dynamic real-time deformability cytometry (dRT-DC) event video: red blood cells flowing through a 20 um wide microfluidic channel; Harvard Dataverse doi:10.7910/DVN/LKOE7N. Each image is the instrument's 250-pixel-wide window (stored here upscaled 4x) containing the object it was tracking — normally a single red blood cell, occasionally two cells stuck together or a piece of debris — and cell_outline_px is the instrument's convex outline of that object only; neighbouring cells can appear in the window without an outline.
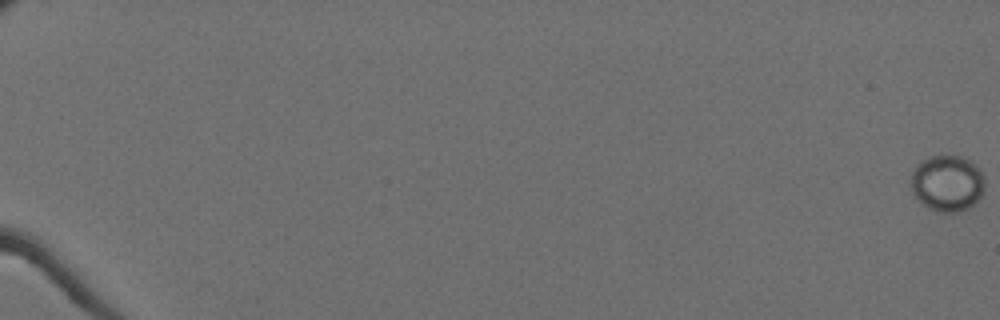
{"species": "Egyptian fruit bat (a non-hibernating species)", "species_latin": "Rousettus aegyptiacus", "temperature_condition": "cold", "stored_images_in_passage": 62, "camera_frame_rate_fps": 3000, "um_per_image_px": 0.085, "animal": {"sex": "female"}, "frame": {"image": 1, "passage_image": 1, "time_ms": 0.0, "image_size_px": [1000, 320], "cell_outline_px": [[984, 192], [972, 204], [956, 212], [940, 212], [928, 208], [912, 192], [912, 172], [916, 164], [932, 156], [964, 156], [984, 176]], "centroid_in_image_um": [80.51, 15.57], "position_along_channel_um": 4.5, "area_um2": 23.64}}
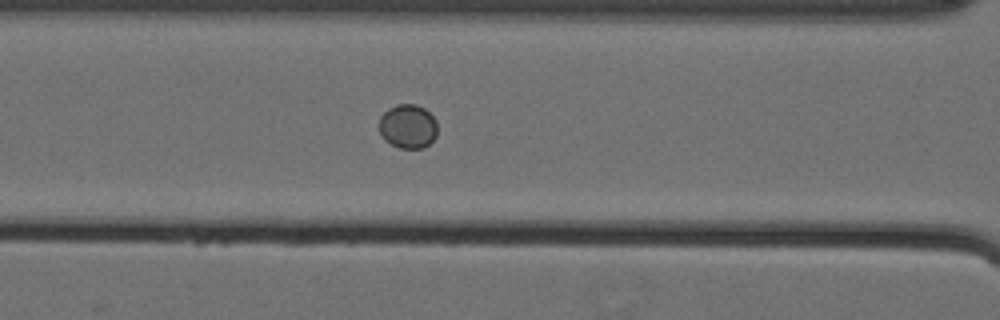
{"frame": {"image": 2, "passage_image": 31, "time_ms": 10.0, "image_size_px": [1000, 320], "cell_outline_px": [[436, 136], [424, 148], [400, 148], [384, 140], [380, 132], [380, 116], [388, 108], [396, 104], [416, 104], [424, 108], [436, 120]], "centroid_in_image_um": [34.66, 10.73], "position_along_channel_um": 131.9, "area_um2": 14.91}}
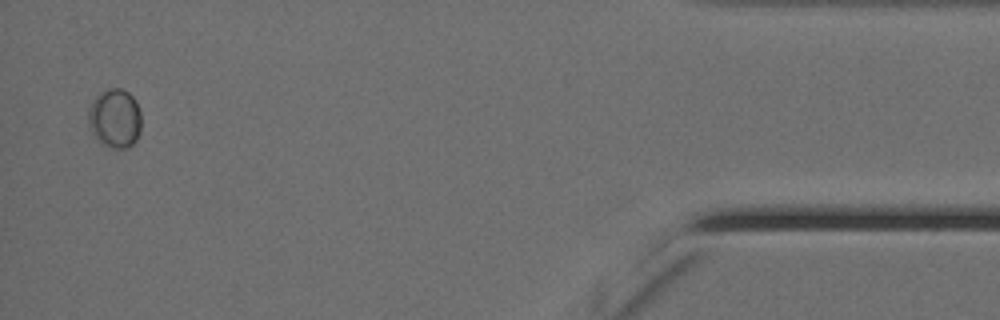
{"frame": {"image": 3, "passage_image": 61, "time_ms": 20.0, "image_size_px": [1000, 320], "cell_outline_px": [[140, 132], [136, 140], [128, 148], [112, 148], [104, 144], [92, 136], [88, 124], [88, 108], [92, 100], [96, 96], [108, 88], [120, 88], [128, 92], [136, 100], [140, 112]], "centroid_in_image_um": [9.74, 10.06], "position_along_channel_um": 425.5, "area_um2": 18.44}}